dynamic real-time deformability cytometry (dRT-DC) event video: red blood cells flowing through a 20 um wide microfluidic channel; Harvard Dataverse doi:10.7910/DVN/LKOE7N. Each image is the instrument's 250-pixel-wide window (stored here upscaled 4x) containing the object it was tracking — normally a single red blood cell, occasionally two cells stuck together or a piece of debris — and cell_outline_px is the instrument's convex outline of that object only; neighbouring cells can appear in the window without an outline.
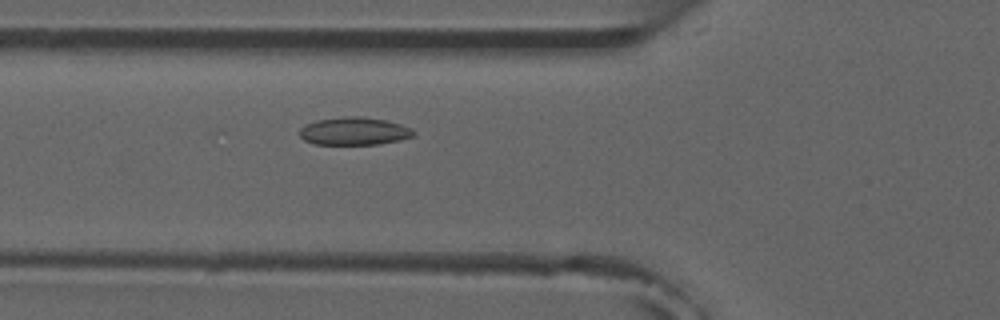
{"species": "common noctule bat (a hibernating species)", "species_latin": "Nyctalus noctula", "temperature_condition": "room temperature", "stored_images_in_passage": 6, "camera_frame_rate_fps": 3000, "um_per_image_px": 0.085, "animal": {"sex": "male", "forearm_length_mm": 52.5}, "frame": {"image": 1, "passage_image": 6, "time_ms": 5.667, "image_size_px": [1000, 320], "cell_outline_px": [[416, 132], [412, 136], [400, 140], [376, 144], [312, 144], [304, 140], [300, 136], [300, 128], [316, 120], [344, 116], [360, 116], [384, 120], [400, 124], [412, 128]], "centroid_in_image_um": [30.1, 11.15], "position_along_channel_um": 95.7, "area_um2": 18.38}}